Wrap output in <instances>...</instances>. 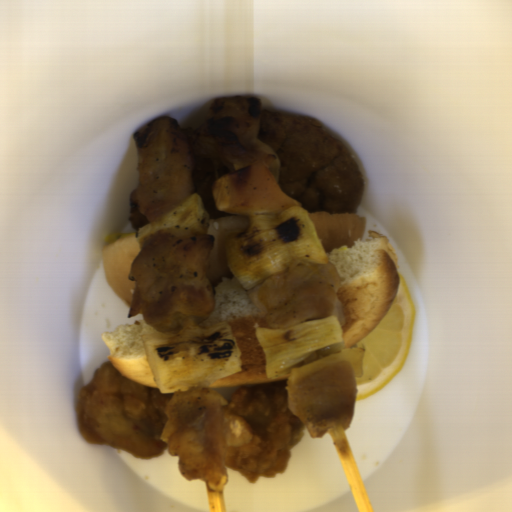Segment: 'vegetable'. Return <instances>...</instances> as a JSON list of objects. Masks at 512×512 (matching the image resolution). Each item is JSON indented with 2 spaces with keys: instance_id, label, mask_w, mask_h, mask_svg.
<instances>
[{
  "instance_id": "obj_4",
  "label": "vegetable",
  "mask_w": 512,
  "mask_h": 512,
  "mask_svg": "<svg viewBox=\"0 0 512 512\" xmlns=\"http://www.w3.org/2000/svg\"><path fill=\"white\" fill-rule=\"evenodd\" d=\"M210 225V215L204 201L198 193L191 196L180 206L162 215L158 220H151L148 225L140 227L137 238L140 248L151 238L163 233H206Z\"/></svg>"
},
{
  "instance_id": "obj_1",
  "label": "vegetable",
  "mask_w": 512,
  "mask_h": 512,
  "mask_svg": "<svg viewBox=\"0 0 512 512\" xmlns=\"http://www.w3.org/2000/svg\"><path fill=\"white\" fill-rule=\"evenodd\" d=\"M248 216L247 229L230 240L225 251L229 270L245 290L295 262L327 264L316 225L302 206Z\"/></svg>"
},
{
  "instance_id": "obj_2",
  "label": "vegetable",
  "mask_w": 512,
  "mask_h": 512,
  "mask_svg": "<svg viewBox=\"0 0 512 512\" xmlns=\"http://www.w3.org/2000/svg\"><path fill=\"white\" fill-rule=\"evenodd\" d=\"M160 392L207 388L242 370V351L227 322L141 336Z\"/></svg>"
},
{
  "instance_id": "obj_5",
  "label": "vegetable",
  "mask_w": 512,
  "mask_h": 512,
  "mask_svg": "<svg viewBox=\"0 0 512 512\" xmlns=\"http://www.w3.org/2000/svg\"><path fill=\"white\" fill-rule=\"evenodd\" d=\"M253 144H254V148L266 151L268 153H271L274 156L273 163L270 165V167L272 169V172H273L277 182L279 183V181L281 179V171H280V162L278 160L276 153L273 151V149L271 148L270 145L261 141L258 138L254 139Z\"/></svg>"
},
{
  "instance_id": "obj_3",
  "label": "vegetable",
  "mask_w": 512,
  "mask_h": 512,
  "mask_svg": "<svg viewBox=\"0 0 512 512\" xmlns=\"http://www.w3.org/2000/svg\"><path fill=\"white\" fill-rule=\"evenodd\" d=\"M255 337L265 355V378L279 377L320 350L343 341L339 318L333 315L288 328L258 327Z\"/></svg>"
},
{
  "instance_id": "obj_6",
  "label": "vegetable",
  "mask_w": 512,
  "mask_h": 512,
  "mask_svg": "<svg viewBox=\"0 0 512 512\" xmlns=\"http://www.w3.org/2000/svg\"><path fill=\"white\" fill-rule=\"evenodd\" d=\"M219 162L220 164L223 166V168L228 171L229 173L231 171H237L239 170L240 168L244 167L246 164H243V163H237V162H232V161H226V160H221L219 159Z\"/></svg>"
}]
</instances>
